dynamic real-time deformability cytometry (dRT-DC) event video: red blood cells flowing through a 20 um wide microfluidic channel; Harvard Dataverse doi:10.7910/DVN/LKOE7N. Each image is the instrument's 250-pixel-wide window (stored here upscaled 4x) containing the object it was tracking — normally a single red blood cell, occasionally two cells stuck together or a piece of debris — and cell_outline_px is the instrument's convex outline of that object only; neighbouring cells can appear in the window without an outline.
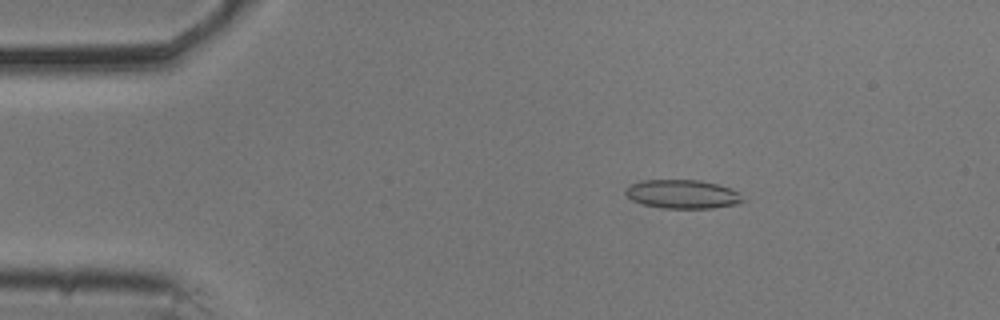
{"species": "common noctule bat (a hibernating species)", "species_latin": "Nyctalus noctula", "temperature_condition": "cold", "stored_images_in_passage": 54, "camera_frame_rate_fps": 3000, "um_per_image_px": 0.085, "animal": {"sex": "male", "body_mass_g": 20.5, "forearm_length_mm": 52.5}, "frame": {"image": 1, "passage_image": 9, "time_ms": 2.667, "image_size_px": [1000, 320], "cell_outline_px": [[744, 200], [736, 204], [712, 208], [664, 208], [644, 204], [632, 200], [624, 192], [624, 188], [640, 180], [700, 180], [732, 188], [740, 192]], "centroid_in_image_um": [58.02, 16.49], "position_along_channel_um": 27.0, "area_um2": 19.65}}
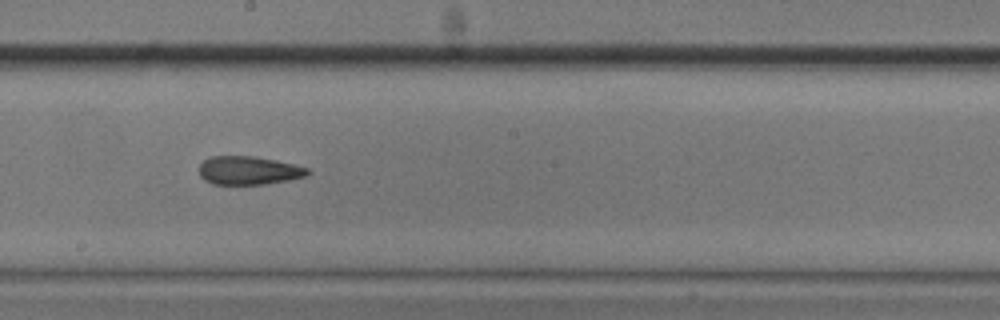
{"frame": {"image": 2, "passage_image": 30, "time_ms": 9.667, "image_size_px": [1000, 320], "cell_outline_px": [[312, 172], [308, 176], [288, 180], [264, 184], [212, 184], [204, 180], [200, 176], [200, 164], [204, 160], [212, 156], [252, 156], [276, 160], [308, 168]], "centroid_in_image_um": [21.15, 14.49], "position_along_channel_um": 227.0, "area_um2": 17.98}}
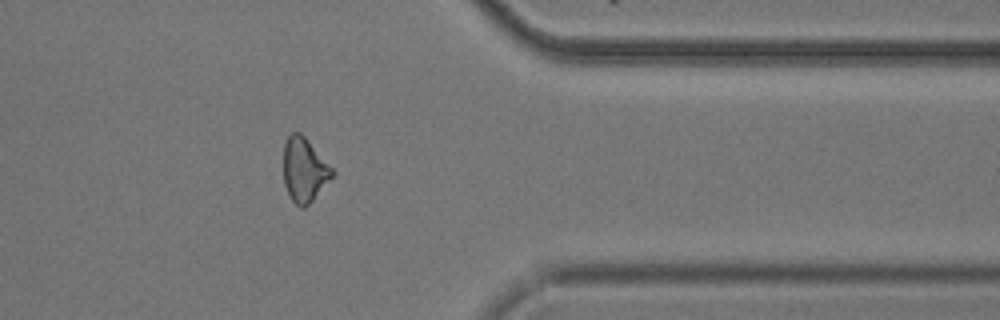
{"frame": {"image": 3, "passage_image": 44, "time_ms": 14.333, "image_size_px": [1000, 320], "cell_outline_px": [[336, 172], [312, 200], [304, 208], [300, 208], [292, 200], [284, 184], [284, 144], [288, 136], [292, 132], [300, 132], [304, 136]], "centroid_in_image_um": [25.86, 14.43], "position_along_channel_um": 385.5, "area_um2": 17.92}, "authors_computed_cell_mechanics": {"area_um2": 18.9584, "velocity_mm_per_s": 3.6926, "shape_relaxation_time_tau1_ms": null, "shape_relaxation_time_tau2_ms": 5.0174, "deformation_change_tau1": null, "deformation_change_tau2": 0.1394}}